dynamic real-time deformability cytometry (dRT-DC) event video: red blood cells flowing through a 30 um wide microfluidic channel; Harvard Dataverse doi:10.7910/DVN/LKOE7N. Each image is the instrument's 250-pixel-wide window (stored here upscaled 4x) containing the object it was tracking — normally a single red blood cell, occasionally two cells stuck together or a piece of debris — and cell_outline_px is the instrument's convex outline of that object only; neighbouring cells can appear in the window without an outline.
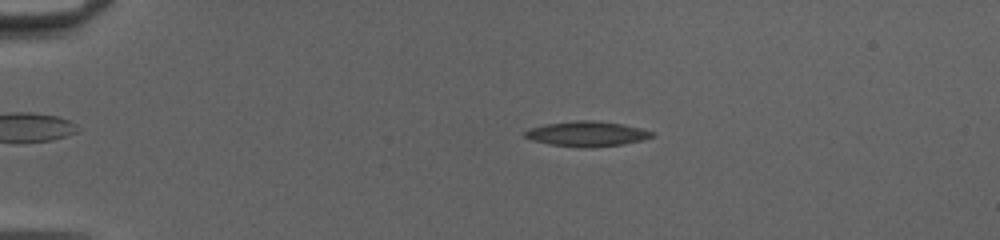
{"species": "common noctule bat (a hibernating species)", "species_latin": "Nyctalus noctula", "temperature_condition": "cold", "stored_images_in_passage": 52, "camera_frame_rate_fps": 3000, "um_per_image_px": 0.085, "animal": {"sex": "female", "body_mass_g": 20.0, "forearm_length_mm": 54.0}, "frame": {"image": 1, "passage_image": 12, "time_ms": 3.667, "image_size_px": [1000, 240], "cell_outline_px": [[656, 132], [652, 136], [640, 140], [620, 144], [552, 144], [536, 140], [524, 136], [524, 132], [528, 128], [544, 124], [576, 120], [592, 120], [620, 124], [640, 128]], "centroid_in_image_um": [49.87, 11.3], "position_along_channel_um": 35.1, "area_um2": 17.17}}
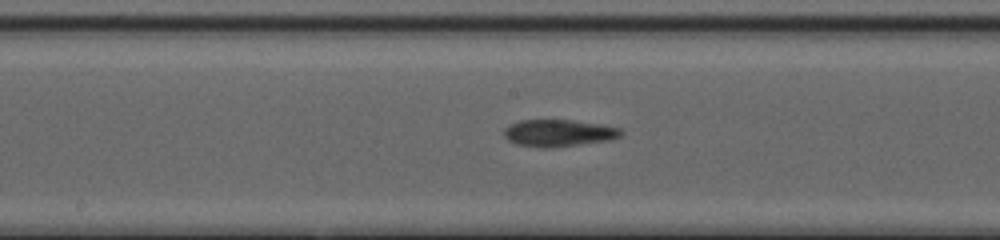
{"frame": {"image": 2, "passage_image": 29, "time_ms": 9.333, "image_size_px": [1000, 240], "cell_outline_px": [[624, 132], [620, 136], [604, 140], [552, 148], [544, 148], [520, 144], [508, 140], [504, 136], [504, 128], [520, 120], [568, 120], [596, 124], [620, 128]], "centroid_in_image_um": [47.44, 11.3], "position_along_channel_um": 200.8, "area_um2": 17.86}}
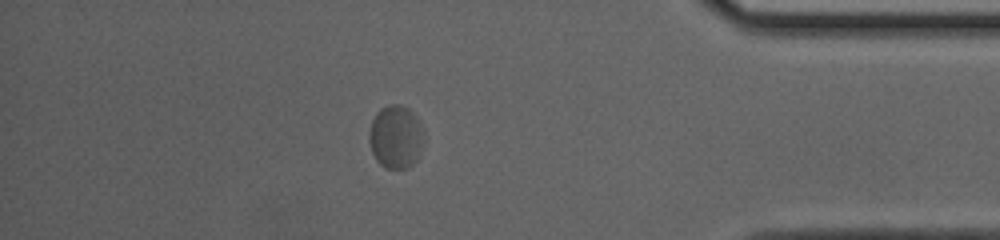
{"frame": {"image": 3, "passage_image": 46, "time_ms": 15.0, "image_size_px": [1000, 240], "cell_outline_px": [[424, 140], [416, 160], [408, 168], [384, 168], [376, 160], [372, 152], [368, 140], [368, 132], [372, 120], [376, 112], [380, 108], [388, 104], [400, 104], [408, 108], [416, 116], [424, 128]], "centroid_in_image_um": [33.63, 11.61], "position_along_channel_um": 401.6, "area_um2": 20.52}, "authors_computed_cell_mechanics": {"area_um2": 17.8313, "velocity_mm_per_s": 4.0318, "shape_relaxation_time_tau1_ms": 4.8121, "shape_relaxation_time_tau2_ms": 1.597, "deformation_change_tau1": 0.1291, "deformation_change_tau2": 0.0503}}